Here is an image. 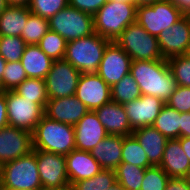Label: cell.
<instances>
[{
    "instance_id": "1",
    "label": "cell",
    "mask_w": 190,
    "mask_h": 190,
    "mask_svg": "<svg viewBox=\"0 0 190 190\" xmlns=\"http://www.w3.org/2000/svg\"><path fill=\"white\" fill-rule=\"evenodd\" d=\"M130 74L138 83L142 95L157 97L165 103L177 86L166 59L132 61Z\"/></svg>"
},
{
    "instance_id": "2",
    "label": "cell",
    "mask_w": 190,
    "mask_h": 190,
    "mask_svg": "<svg viewBox=\"0 0 190 190\" xmlns=\"http://www.w3.org/2000/svg\"><path fill=\"white\" fill-rule=\"evenodd\" d=\"M32 148L66 156L76 149L74 126L43 116L32 132Z\"/></svg>"
},
{
    "instance_id": "3",
    "label": "cell",
    "mask_w": 190,
    "mask_h": 190,
    "mask_svg": "<svg viewBox=\"0 0 190 190\" xmlns=\"http://www.w3.org/2000/svg\"><path fill=\"white\" fill-rule=\"evenodd\" d=\"M137 5L134 2H117L108 0L94 15V30L110 41L124 29L136 22Z\"/></svg>"
},
{
    "instance_id": "4",
    "label": "cell",
    "mask_w": 190,
    "mask_h": 190,
    "mask_svg": "<svg viewBox=\"0 0 190 190\" xmlns=\"http://www.w3.org/2000/svg\"><path fill=\"white\" fill-rule=\"evenodd\" d=\"M2 190H42L36 150L0 166Z\"/></svg>"
},
{
    "instance_id": "5",
    "label": "cell",
    "mask_w": 190,
    "mask_h": 190,
    "mask_svg": "<svg viewBox=\"0 0 190 190\" xmlns=\"http://www.w3.org/2000/svg\"><path fill=\"white\" fill-rule=\"evenodd\" d=\"M111 41L96 32L67 42L64 59L80 73H96L105 48Z\"/></svg>"
},
{
    "instance_id": "6",
    "label": "cell",
    "mask_w": 190,
    "mask_h": 190,
    "mask_svg": "<svg viewBox=\"0 0 190 190\" xmlns=\"http://www.w3.org/2000/svg\"><path fill=\"white\" fill-rule=\"evenodd\" d=\"M186 13L170 0L156 1L137 6L136 22L149 34L158 37L165 29L171 28Z\"/></svg>"
},
{
    "instance_id": "7",
    "label": "cell",
    "mask_w": 190,
    "mask_h": 190,
    "mask_svg": "<svg viewBox=\"0 0 190 190\" xmlns=\"http://www.w3.org/2000/svg\"><path fill=\"white\" fill-rule=\"evenodd\" d=\"M114 42L131 57L132 61L164 59L157 37L149 34L137 22L128 25Z\"/></svg>"
},
{
    "instance_id": "8",
    "label": "cell",
    "mask_w": 190,
    "mask_h": 190,
    "mask_svg": "<svg viewBox=\"0 0 190 190\" xmlns=\"http://www.w3.org/2000/svg\"><path fill=\"white\" fill-rule=\"evenodd\" d=\"M50 30L67 42L95 33L94 16L67 5L48 19Z\"/></svg>"
},
{
    "instance_id": "9",
    "label": "cell",
    "mask_w": 190,
    "mask_h": 190,
    "mask_svg": "<svg viewBox=\"0 0 190 190\" xmlns=\"http://www.w3.org/2000/svg\"><path fill=\"white\" fill-rule=\"evenodd\" d=\"M8 125L25 129L31 133L44 116V107L25 99L15 91H5Z\"/></svg>"
},
{
    "instance_id": "10",
    "label": "cell",
    "mask_w": 190,
    "mask_h": 190,
    "mask_svg": "<svg viewBox=\"0 0 190 190\" xmlns=\"http://www.w3.org/2000/svg\"><path fill=\"white\" fill-rule=\"evenodd\" d=\"M80 76V71L67 60H54L45 78L48 99L75 95Z\"/></svg>"
},
{
    "instance_id": "11",
    "label": "cell",
    "mask_w": 190,
    "mask_h": 190,
    "mask_svg": "<svg viewBox=\"0 0 190 190\" xmlns=\"http://www.w3.org/2000/svg\"><path fill=\"white\" fill-rule=\"evenodd\" d=\"M36 158L42 189H60L70 186L65 155L36 150Z\"/></svg>"
},
{
    "instance_id": "12",
    "label": "cell",
    "mask_w": 190,
    "mask_h": 190,
    "mask_svg": "<svg viewBox=\"0 0 190 190\" xmlns=\"http://www.w3.org/2000/svg\"><path fill=\"white\" fill-rule=\"evenodd\" d=\"M131 62V57L111 41L105 48L96 73L111 87L130 73Z\"/></svg>"
},
{
    "instance_id": "13",
    "label": "cell",
    "mask_w": 190,
    "mask_h": 190,
    "mask_svg": "<svg viewBox=\"0 0 190 190\" xmlns=\"http://www.w3.org/2000/svg\"><path fill=\"white\" fill-rule=\"evenodd\" d=\"M75 96L89 111L111 101V87L97 73H82Z\"/></svg>"
},
{
    "instance_id": "14",
    "label": "cell",
    "mask_w": 190,
    "mask_h": 190,
    "mask_svg": "<svg viewBox=\"0 0 190 190\" xmlns=\"http://www.w3.org/2000/svg\"><path fill=\"white\" fill-rule=\"evenodd\" d=\"M157 40L164 59L185 55L190 43V14L163 30Z\"/></svg>"
},
{
    "instance_id": "15",
    "label": "cell",
    "mask_w": 190,
    "mask_h": 190,
    "mask_svg": "<svg viewBox=\"0 0 190 190\" xmlns=\"http://www.w3.org/2000/svg\"><path fill=\"white\" fill-rule=\"evenodd\" d=\"M32 150L30 131L9 125L0 129V166L26 156Z\"/></svg>"
},
{
    "instance_id": "16",
    "label": "cell",
    "mask_w": 190,
    "mask_h": 190,
    "mask_svg": "<svg viewBox=\"0 0 190 190\" xmlns=\"http://www.w3.org/2000/svg\"><path fill=\"white\" fill-rule=\"evenodd\" d=\"M165 104L161 99L150 95H141L125 103L124 107L132 129L152 126Z\"/></svg>"
},
{
    "instance_id": "17",
    "label": "cell",
    "mask_w": 190,
    "mask_h": 190,
    "mask_svg": "<svg viewBox=\"0 0 190 190\" xmlns=\"http://www.w3.org/2000/svg\"><path fill=\"white\" fill-rule=\"evenodd\" d=\"M44 110V116L47 118L73 126L89 112L88 108L75 95L49 99Z\"/></svg>"
},
{
    "instance_id": "18",
    "label": "cell",
    "mask_w": 190,
    "mask_h": 190,
    "mask_svg": "<svg viewBox=\"0 0 190 190\" xmlns=\"http://www.w3.org/2000/svg\"><path fill=\"white\" fill-rule=\"evenodd\" d=\"M75 146L78 150L91 151L108 136L104 126L94 111L87 112L84 117L74 125Z\"/></svg>"
},
{
    "instance_id": "19",
    "label": "cell",
    "mask_w": 190,
    "mask_h": 190,
    "mask_svg": "<svg viewBox=\"0 0 190 190\" xmlns=\"http://www.w3.org/2000/svg\"><path fill=\"white\" fill-rule=\"evenodd\" d=\"M94 112L108 135L128 136L133 133L124 105L110 101Z\"/></svg>"
},
{
    "instance_id": "20",
    "label": "cell",
    "mask_w": 190,
    "mask_h": 190,
    "mask_svg": "<svg viewBox=\"0 0 190 190\" xmlns=\"http://www.w3.org/2000/svg\"><path fill=\"white\" fill-rule=\"evenodd\" d=\"M65 159L70 186L77 181L89 179L102 170L90 151L74 149Z\"/></svg>"
},
{
    "instance_id": "21",
    "label": "cell",
    "mask_w": 190,
    "mask_h": 190,
    "mask_svg": "<svg viewBox=\"0 0 190 190\" xmlns=\"http://www.w3.org/2000/svg\"><path fill=\"white\" fill-rule=\"evenodd\" d=\"M132 134L146 152L149 163L152 166H159L169 139L153 126L135 129Z\"/></svg>"
},
{
    "instance_id": "22",
    "label": "cell",
    "mask_w": 190,
    "mask_h": 190,
    "mask_svg": "<svg viewBox=\"0 0 190 190\" xmlns=\"http://www.w3.org/2000/svg\"><path fill=\"white\" fill-rule=\"evenodd\" d=\"M159 166L167 173L169 178H185L190 168V160L181 148L178 139L167 141Z\"/></svg>"
},
{
    "instance_id": "23",
    "label": "cell",
    "mask_w": 190,
    "mask_h": 190,
    "mask_svg": "<svg viewBox=\"0 0 190 190\" xmlns=\"http://www.w3.org/2000/svg\"><path fill=\"white\" fill-rule=\"evenodd\" d=\"M123 138L121 135H108L90 151L102 169L115 170L122 162Z\"/></svg>"
},
{
    "instance_id": "24",
    "label": "cell",
    "mask_w": 190,
    "mask_h": 190,
    "mask_svg": "<svg viewBox=\"0 0 190 190\" xmlns=\"http://www.w3.org/2000/svg\"><path fill=\"white\" fill-rule=\"evenodd\" d=\"M20 61L27 77L37 79H45L54 62L38 45H27Z\"/></svg>"
},
{
    "instance_id": "25",
    "label": "cell",
    "mask_w": 190,
    "mask_h": 190,
    "mask_svg": "<svg viewBox=\"0 0 190 190\" xmlns=\"http://www.w3.org/2000/svg\"><path fill=\"white\" fill-rule=\"evenodd\" d=\"M31 13L27 6L8 5L0 15V36H19Z\"/></svg>"
},
{
    "instance_id": "26",
    "label": "cell",
    "mask_w": 190,
    "mask_h": 190,
    "mask_svg": "<svg viewBox=\"0 0 190 190\" xmlns=\"http://www.w3.org/2000/svg\"><path fill=\"white\" fill-rule=\"evenodd\" d=\"M181 113L165 104L152 126L168 139L180 137Z\"/></svg>"
},
{
    "instance_id": "27",
    "label": "cell",
    "mask_w": 190,
    "mask_h": 190,
    "mask_svg": "<svg viewBox=\"0 0 190 190\" xmlns=\"http://www.w3.org/2000/svg\"><path fill=\"white\" fill-rule=\"evenodd\" d=\"M116 182L125 190H140L145 175V168L121 162L115 169Z\"/></svg>"
},
{
    "instance_id": "28",
    "label": "cell",
    "mask_w": 190,
    "mask_h": 190,
    "mask_svg": "<svg viewBox=\"0 0 190 190\" xmlns=\"http://www.w3.org/2000/svg\"><path fill=\"white\" fill-rule=\"evenodd\" d=\"M141 95L139 85L130 73L111 86V101L121 105L131 102Z\"/></svg>"
},
{
    "instance_id": "29",
    "label": "cell",
    "mask_w": 190,
    "mask_h": 190,
    "mask_svg": "<svg viewBox=\"0 0 190 190\" xmlns=\"http://www.w3.org/2000/svg\"><path fill=\"white\" fill-rule=\"evenodd\" d=\"M122 162L145 169L152 166L149 163L146 152L133 134L124 136L123 138Z\"/></svg>"
},
{
    "instance_id": "30",
    "label": "cell",
    "mask_w": 190,
    "mask_h": 190,
    "mask_svg": "<svg viewBox=\"0 0 190 190\" xmlns=\"http://www.w3.org/2000/svg\"><path fill=\"white\" fill-rule=\"evenodd\" d=\"M15 92L21 97L46 106L48 99L45 79L27 78L16 89Z\"/></svg>"
},
{
    "instance_id": "31",
    "label": "cell",
    "mask_w": 190,
    "mask_h": 190,
    "mask_svg": "<svg viewBox=\"0 0 190 190\" xmlns=\"http://www.w3.org/2000/svg\"><path fill=\"white\" fill-rule=\"evenodd\" d=\"M116 183L115 170L102 169L89 179L77 181L71 185L72 190H108Z\"/></svg>"
},
{
    "instance_id": "32",
    "label": "cell",
    "mask_w": 190,
    "mask_h": 190,
    "mask_svg": "<svg viewBox=\"0 0 190 190\" xmlns=\"http://www.w3.org/2000/svg\"><path fill=\"white\" fill-rule=\"evenodd\" d=\"M49 29L47 18L30 13L21 38L27 45H37Z\"/></svg>"
},
{
    "instance_id": "33",
    "label": "cell",
    "mask_w": 190,
    "mask_h": 190,
    "mask_svg": "<svg viewBox=\"0 0 190 190\" xmlns=\"http://www.w3.org/2000/svg\"><path fill=\"white\" fill-rule=\"evenodd\" d=\"M37 45L53 60L64 59L67 41L57 32L49 29Z\"/></svg>"
},
{
    "instance_id": "34",
    "label": "cell",
    "mask_w": 190,
    "mask_h": 190,
    "mask_svg": "<svg viewBox=\"0 0 190 190\" xmlns=\"http://www.w3.org/2000/svg\"><path fill=\"white\" fill-rule=\"evenodd\" d=\"M26 46L19 36H0V55L6 62L20 61Z\"/></svg>"
},
{
    "instance_id": "35",
    "label": "cell",
    "mask_w": 190,
    "mask_h": 190,
    "mask_svg": "<svg viewBox=\"0 0 190 190\" xmlns=\"http://www.w3.org/2000/svg\"><path fill=\"white\" fill-rule=\"evenodd\" d=\"M27 78L21 61L6 62L3 77L1 79V91H15V89Z\"/></svg>"
},
{
    "instance_id": "36",
    "label": "cell",
    "mask_w": 190,
    "mask_h": 190,
    "mask_svg": "<svg viewBox=\"0 0 190 190\" xmlns=\"http://www.w3.org/2000/svg\"><path fill=\"white\" fill-rule=\"evenodd\" d=\"M168 64L178 86L190 87V58L186 55L169 58Z\"/></svg>"
},
{
    "instance_id": "37",
    "label": "cell",
    "mask_w": 190,
    "mask_h": 190,
    "mask_svg": "<svg viewBox=\"0 0 190 190\" xmlns=\"http://www.w3.org/2000/svg\"><path fill=\"white\" fill-rule=\"evenodd\" d=\"M68 5V0H31V13L49 19Z\"/></svg>"
},
{
    "instance_id": "38",
    "label": "cell",
    "mask_w": 190,
    "mask_h": 190,
    "mask_svg": "<svg viewBox=\"0 0 190 190\" xmlns=\"http://www.w3.org/2000/svg\"><path fill=\"white\" fill-rule=\"evenodd\" d=\"M169 176L160 166H151L145 169V175L140 190H164Z\"/></svg>"
},
{
    "instance_id": "39",
    "label": "cell",
    "mask_w": 190,
    "mask_h": 190,
    "mask_svg": "<svg viewBox=\"0 0 190 190\" xmlns=\"http://www.w3.org/2000/svg\"><path fill=\"white\" fill-rule=\"evenodd\" d=\"M166 104L179 113L190 112V87L177 85Z\"/></svg>"
},
{
    "instance_id": "40",
    "label": "cell",
    "mask_w": 190,
    "mask_h": 190,
    "mask_svg": "<svg viewBox=\"0 0 190 190\" xmlns=\"http://www.w3.org/2000/svg\"><path fill=\"white\" fill-rule=\"evenodd\" d=\"M108 0H68V5L72 6L84 13L92 16L107 2Z\"/></svg>"
},
{
    "instance_id": "41",
    "label": "cell",
    "mask_w": 190,
    "mask_h": 190,
    "mask_svg": "<svg viewBox=\"0 0 190 190\" xmlns=\"http://www.w3.org/2000/svg\"><path fill=\"white\" fill-rule=\"evenodd\" d=\"M164 190H190L184 178H170Z\"/></svg>"
},
{
    "instance_id": "42",
    "label": "cell",
    "mask_w": 190,
    "mask_h": 190,
    "mask_svg": "<svg viewBox=\"0 0 190 190\" xmlns=\"http://www.w3.org/2000/svg\"><path fill=\"white\" fill-rule=\"evenodd\" d=\"M6 126H8L7 102L5 91H0V129Z\"/></svg>"
},
{
    "instance_id": "43",
    "label": "cell",
    "mask_w": 190,
    "mask_h": 190,
    "mask_svg": "<svg viewBox=\"0 0 190 190\" xmlns=\"http://www.w3.org/2000/svg\"><path fill=\"white\" fill-rule=\"evenodd\" d=\"M180 137H190V112L181 113Z\"/></svg>"
},
{
    "instance_id": "44",
    "label": "cell",
    "mask_w": 190,
    "mask_h": 190,
    "mask_svg": "<svg viewBox=\"0 0 190 190\" xmlns=\"http://www.w3.org/2000/svg\"><path fill=\"white\" fill-rule=\"evenodd\" d=\"M178 140L180 141L181 148L190 160V137H179Z\"/></svg>"
},
{
    "instance_id": "45",
    "label": "cell",
    "mask_w": 190,
    "mask_h": 190,
    "mask_svg": "<svg viewBox=\"0 0 190 190\" xmlns=\"http://www.w3.org/2000/svg\"><path fill=\"white\" fill-rule=\"evenodd\" d=\"M186 14H190V0H170Z\"/></svg>"
},
{
    "instance_id": "46",
    "label": "cell",
    "mask_w": 190,
    "mask_h": 190,
    "mask_svg": "<svg viewBox=\"0 0 190 190\" xmlns=\"http://www.w3.org/2000/svg\"><path fill=\"white\" fill-rule=\"evenodd\" d=\"M8 5L29 6L31 0H6Z\"/></svg>"
},
{
    "instance_id": "47",
    "label": "cell",
    "mask_w": 190,
    "mask_h": 190,
    "mask_svg": "<svg viewBox=\"0 0 190 190\" xmlns=\"http://www.w3.org/2000/svg\"><path fill=\"white\" fill-rule=\"evenodd\" d=\"M6 61L5 59L0 55V91H1V79L3 77V72L5 69Z\"/></svg>"
},
{
    "instance_id": "48",
    "label": "cell",
    "mask_w": 190,
    "mask_h": 190,
    "mask_svg": "<svg viewBox=\"0 0 190 190\" xmlns=\"http://www.w3.org/2000/svg\"><path fill=\"white\" fill-rule=\"evenodd\" d=\"M137 6L138 5H143V4H151L156 1H161V0H132Z\"/></svg>"
},
{
    "instance_id": "49",
    "label": "cell",
    "mask_w": 190,
    "mask_h": 190,
    "mask_svg": "<svg viewBox=\"0 0 190 190\" xmlns=\"http://www.w3.org/2000/svg\"><path fill=\"white\" fill-rule=\"evenodd\" d=\"M8 6V3L6 0H0V15L3 13L5 8Z\"/></svg>"
},
{
    "instance_id": "50",
    "label": "cell",
    "mask_w": 190,
    "mask_h": 190,
    "mask_svg": "<svg viewBox=\"0 0 190 190\" xmlns=\"http://www.w3.org/2000/svg\"><path fill=\"white\" fill-rule=\"evenodd\" d=\"M108 190H125L118 182H116L112 187Z\"/></svg>"
},
{
    "instance_id": "51",
    "label": "cell",
    "mask_w": 190,
    "mask_h": 190,
    "mask_svg": "<svg viewBox=\"0 0 190 190\" xmlns=\"http://www.w3.org/2000/svg\"><path fill=\"white\" fill-rule=\"evenodd\" d=\"M184 179L186 180V182L189 184V187H190V168L188 169V172Z\"/></svg>"
},
{
    "instance_id": "52",
    "label": "cell",
    "mask_w": 190,
    "mask_h": 190,
    "mask_svg": "<svg viewBox=\"0 0 190 190\" xmlns=\"http://www.w3.org/2000/svg\"><path fill=\"white\" fill-rule=\"evenodd\" d=\"M42 190H71V186H67V187L60 188V189H42Z\"/></svg>"
},
{
    "instance_id": "53",
    "label": "cell",
    "mask_w": 190,
    "mask_h": 190,
    "mask_svg": "<svg viewBox=\"0 0 190 190\" xmlns=\"http://www.w3.org/2000/svg\"><path fill=\"white\" fill-rule=\"evenodd\" d=\"M188 58H190V43H189V46H188V49H187V52L185 54Z\"/></svg>"
},
{
    "instance_id": "54",
    "label": "cell",
    "mask_w": 190,
    "mask_h": 190,
    "mask_svg": "<svg viewBox=\"0 0 190 190\" xmlns=\"http://www.w3.org/2000/svg\"><path fill=\"white\" fill-rule=\"evenodd\" d=\"M110 1H117V2H133L132 0H110Z\"/></svg>"
}]
</instances>
